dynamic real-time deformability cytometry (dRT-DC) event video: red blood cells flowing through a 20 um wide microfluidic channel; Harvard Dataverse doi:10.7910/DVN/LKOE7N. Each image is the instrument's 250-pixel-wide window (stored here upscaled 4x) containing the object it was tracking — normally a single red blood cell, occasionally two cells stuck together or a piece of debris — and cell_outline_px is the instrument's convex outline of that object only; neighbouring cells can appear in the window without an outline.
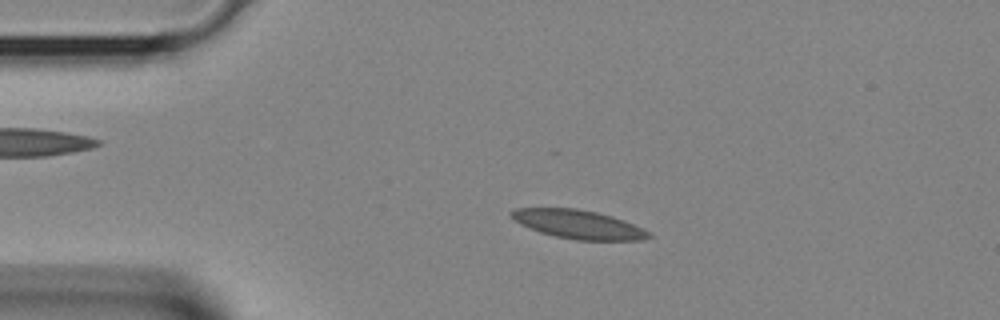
{"species": "Egyptian fruit bat (a non-hibernating species)", "species_latin": "Rousettus aegyptiacus", "temperature_condition": "room temperature", "stored_images_in_passage": 38, "camera_frame_rate_fps": 3000, "um_per_image_px": 0.085, "animal": {"sex": "female"}, "frame": {"image": 1, "passage_image": 7, "time_ms": 2.0, "image_size_px": [1000, 320], "cell_outline_px": [[652, 236], [644, 240], [576, 240], [556, 236], [540, 232], [520, 224], [512, 220], [508, 216], [508, 212], [516, 208], [576, 208], [596, 212], [612, 216], [624, 220], [644, 228], [652, 232]], "centroid_in_image_um": [49.16, 19.06], "position_along_channel_um": 35.8, "area_um2": 23.24}}
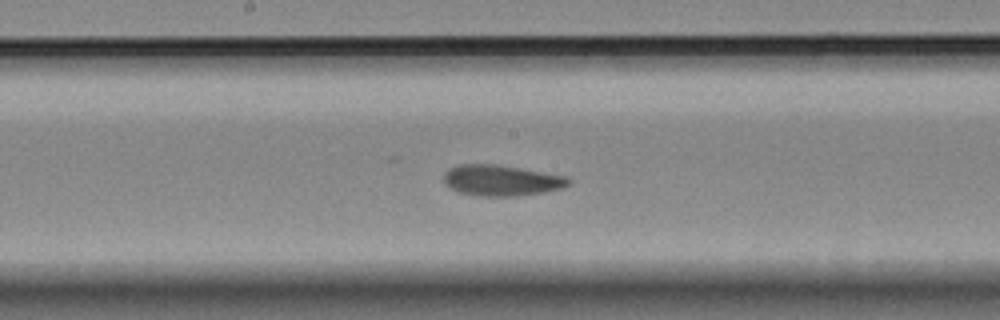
{"frame": {"image": 2, "passage_image": 19, "time_ms": 6.0, "image_size_px": [1000, 320], "cell_outline_px": [[572, 180], [564, 188], [544, 192], [516, 196], [480, 196], [460, 192], [444, 184], [444, 172], [448, 168], [460, 164], [496, 164], [568, 176]], "centroid_in_image_um": [42.63, 15.33], "position_along_channel_um": 205.6, "area_um2": 22.54}}
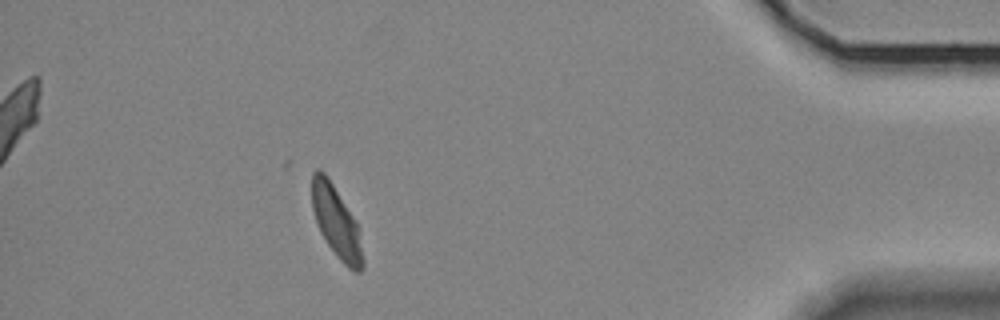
{"frame": {"image": 3, "passage_image": 34, "time_ms": 11.0, "image_size_px": [1000, 320], "cell_outline_px": [[364, 268], [360, 272], [356, 272], [348, 268], [340, 260], [328, 244], [320, 232], [312, 208], [312, 172], [316, 168], [320, 168], [328, 176], [352, 216], [356, 224], [364, 260]], "centroid_in_image_um": [28.56, 18.86], "position_along_channel_um": 406.6, "area_um2": 20.81}}